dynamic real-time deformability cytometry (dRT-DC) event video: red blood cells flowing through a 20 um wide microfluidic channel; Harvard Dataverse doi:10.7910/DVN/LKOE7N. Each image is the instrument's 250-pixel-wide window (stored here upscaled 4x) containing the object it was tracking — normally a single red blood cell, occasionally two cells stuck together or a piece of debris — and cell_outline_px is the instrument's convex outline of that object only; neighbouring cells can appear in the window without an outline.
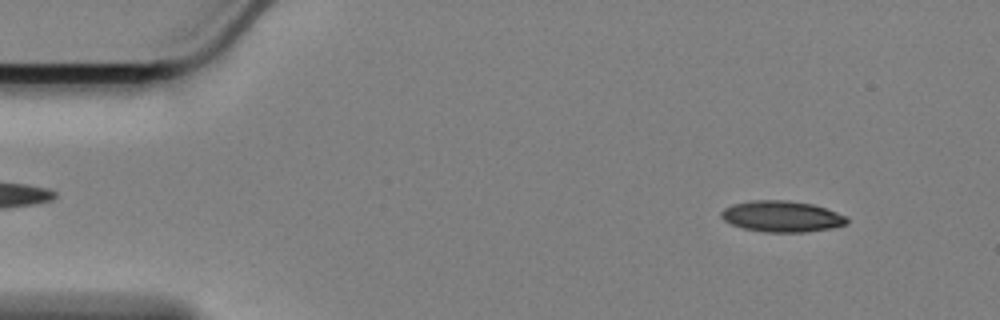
{"species": "Egyptian fruit bat (a non-hibernating species)", "species_latin": "Rousettus aegyptiacus", "temperature_condition": "cold", "stored_images_in_passage": 58, "camera_frame_rate_fps": 3000, "um_per_image_px": 0.085, "animal": {"sex": "female"}, "frame": {"image": 1, "passage_image": 6, "time_ms": 1.667, "image_size_px": [1000, 320], "cell_outline_px": [[848, 224], [832, 228], [804, 232], [764, 232], [744, 228], [732, 224], [724, 220], [720, 216], [720, 212], [724, 208], [732, 204], [752, 200], [788, 200], [812, 204], [848, 216]], "centroid_in_image_um": [66.46, 18.39], "position_along_channel_um": 18.5, "area_um2": 22.83}}
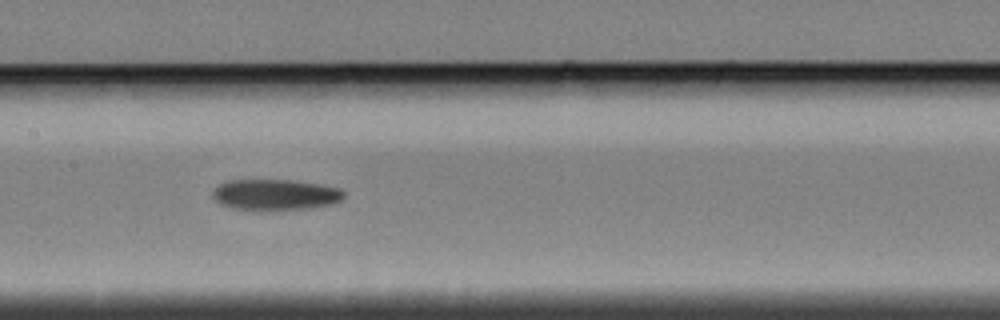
{"frame": {"image": 2, "passage_image": 28, "time_ms": 9.0, "image_size_px": [1000, 320], "cell_outline_px": [[344, 196], [340, 200], [332, 204], [312, 208], [272, 212], [260, 212], [228, 208], [220, 204], [212, 196], [212, 192], [220, 184], [228, 180], [292, 180], [320, 184], [340, 188], [344, 192]], "centroid_in_image_um": [23.38, 16.59], "position_along_channel_um": 184.0, "area_um2": 24.45}}
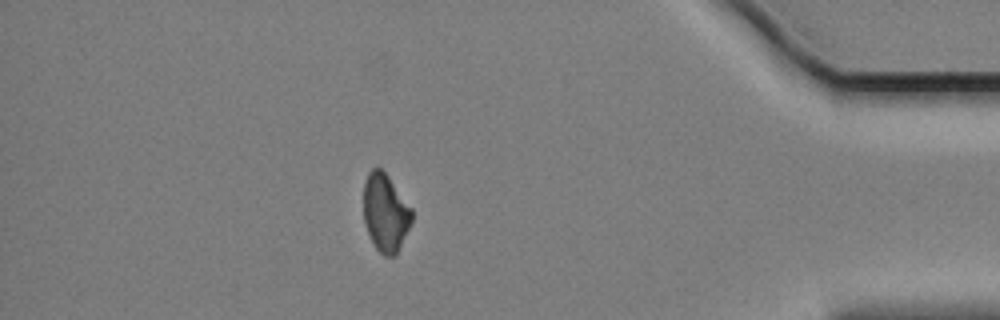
{"frame": {"image": 3, "passage_image": 51, "time_ms": 16.667, "image_size_px": [1000, 320], "cell_outline_px": [[412, 220], [396, 256], [384, 256], [376, 248], [364, 224], [364, 184], [368, 172], [372, 168], [380, 168], [388, 176], [412, 208]], "centroid_in_image_um": [32.76, 18.08], "position_along_channel_um": 402.4, "area_um2": 21.73}, "authors_computed_cell_mechanics": {"area_um2": 23.2067, "velocity_mm_per_s": 3.3936, "shape_relaxation_time_tau1_ms": 7.6892, "shape_relaxation_time_tau2_ms": null, "deformation_change_tau1": 0.1425, "deformation_change_tau2": null}}